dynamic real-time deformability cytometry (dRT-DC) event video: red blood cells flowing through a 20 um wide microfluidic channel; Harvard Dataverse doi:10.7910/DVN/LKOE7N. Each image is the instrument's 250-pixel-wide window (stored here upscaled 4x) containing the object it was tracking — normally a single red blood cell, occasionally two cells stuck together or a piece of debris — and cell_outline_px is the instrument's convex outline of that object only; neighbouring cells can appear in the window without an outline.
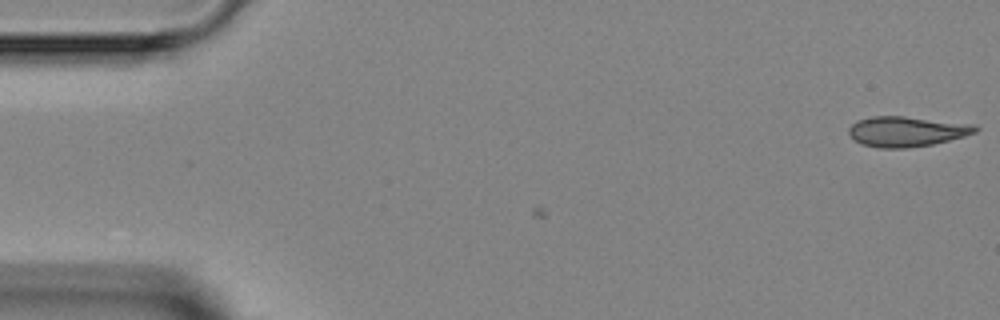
{"species": "Egyptian fruit bat (a non-hibernating species)", "species_latin": "Rousettus aegyptiacus", "temperature_condition": "room temperature", "stored_images_in_passage": 3, "camera_frame_rate_fps": 3000, "um_per_image_px": 0.085, "animal": {"sex": "female"}, "frame": {"image": 1, "passage_image": 3, "time_ms": 2.333, "image_size_px": [1000, 320], "cell_outline_px": [[980, 128], [976, 132], [964, 136], [932, 144], [908, 148], [876, 148], [860, 144], [852, 140], [848, 132], [848, 128], [856, 120], [872, 116], [904, 116], [976, 124]], "centroid_in_image_um": [77.03, 11.17], "position_along_channel_um": 8.0, "area_um2": 22.6}}